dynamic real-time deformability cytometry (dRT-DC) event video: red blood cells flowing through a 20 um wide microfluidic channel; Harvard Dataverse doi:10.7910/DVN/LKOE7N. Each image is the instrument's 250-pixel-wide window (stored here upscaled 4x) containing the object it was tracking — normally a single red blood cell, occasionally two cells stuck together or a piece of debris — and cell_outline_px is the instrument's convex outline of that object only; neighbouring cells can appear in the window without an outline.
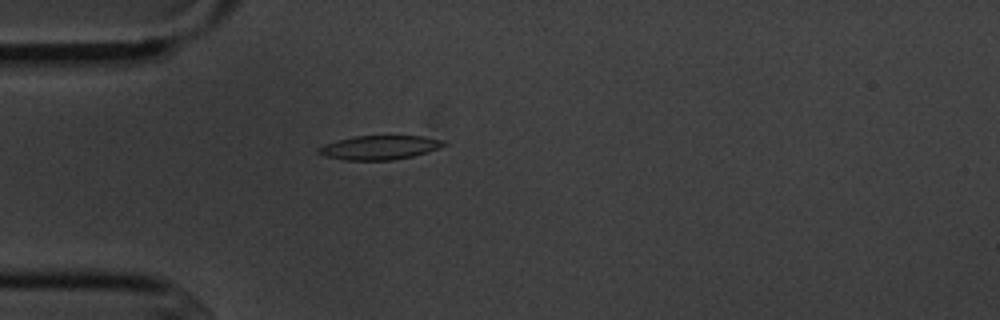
{"species": "common noctule bat (a hibernating species)", "species_latin": "Nyctalus noctula", "temperature_condition": "cold", "stored_images_in_passage": 4, "camera_frame_rate_fps": 3000, "um_per_image_px": 0.085, "animal": {"sex": "male", "body_mass_g": 20.1, "forearm_length_mm": 53.5}, "frame": {"image": 1, "passage_image": 4, "time_ms": 3.667, "image_size_px": [1000, 320], "cell_outline_px": [[448, 144], [428, 152], [412, 156], [392, 160], [344, 160], [324, 156], [316, 152], [316, 148], [324, 144], [356, 136], [424, 136], [444, 140]], "centroid_in_image_um": [32.26, 12.54], "position_along_channel_um": 52.7, "area_um2": 17.57}}